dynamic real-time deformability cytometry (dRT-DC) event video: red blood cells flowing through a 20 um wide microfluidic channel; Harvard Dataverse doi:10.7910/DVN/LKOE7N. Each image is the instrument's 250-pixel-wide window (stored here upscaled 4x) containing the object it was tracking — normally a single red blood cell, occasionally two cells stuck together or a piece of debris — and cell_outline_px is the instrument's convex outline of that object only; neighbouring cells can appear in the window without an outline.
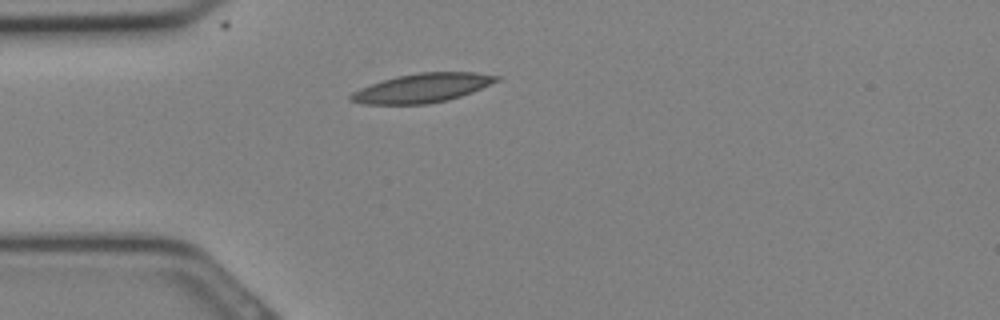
{"species": "Egyptian fruit bat (a non-hibernating species)", "species_latin": "Rousettus aegyptiacus", "temperature_condition": "cold", "stored_images_in_passage": 20, "camera_frame_rate_fps": 3000, "um_per_image_px": 0.085, "animal": {"sex": "female"}, "frame": {"image": 1, "passage_image": 1, "time_ms": 0.0, "image_size_px": [1000, 320], "cell_outline_px": [[500, 80], [472, 92], [448, 100], [428, 104], [364, 104], [348, 100], [348, 96], [352, 92], [360, 88], [396, 76], [420, 72], [476, 72], [500, 76]], "centroid_in_image_um": [35.89, 7.48], "position_along_channel_um": 49.1, "area_um2": 24.62}}
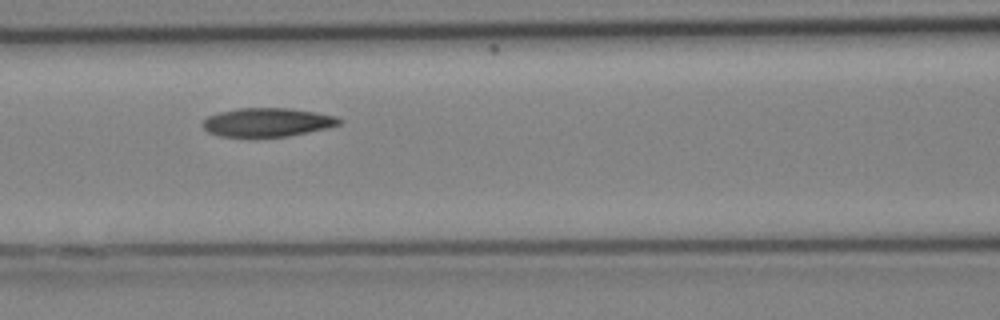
{"frame": {"image": 2, "passage_image": 6, "time_ms": 1.667, "image_size_px": [1000, 320], "cell_outline_px": [[344, 120], [340, 124], [328, 128], [288, 136], [252, 140], [220, 136], [208, 132], [200, 124], [208, 116], [220, 112], [240, 108], [292, 108], [316, 112], [336, 116]], "centroid_in_image_um": [22.7, 10.44], "position_along_channel_um": 143.9, "area_um2": 23.76}}
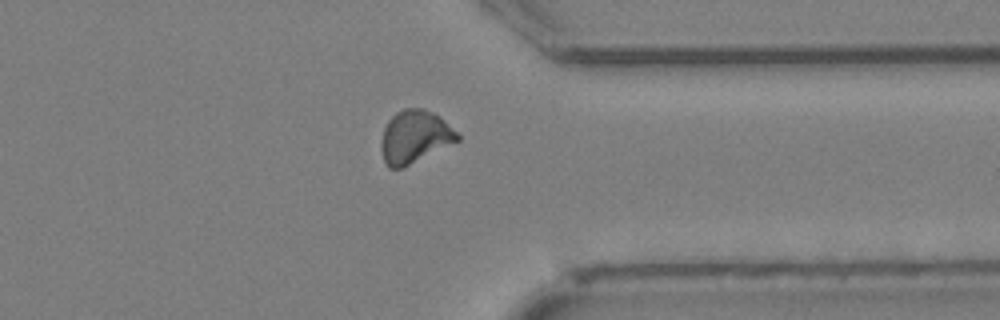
{"frame": {"image": 3, "passage_image": 17, "time_ms": 5.333, "image_size_px": [1000, 320], "cell_outline_px": [[460, 140], [404, 168], [388, 168], [384, 160], [380, 148], [380, 144], [384, 128], [388, 120], [396, 112], [404, 108], [424, 108], [432, 112], [444, 120], [460, 136]], "centroid_in_image_um": [35.23, 11.64], "position_along_channel_um": 376.2, "area_um2": 23.52}}